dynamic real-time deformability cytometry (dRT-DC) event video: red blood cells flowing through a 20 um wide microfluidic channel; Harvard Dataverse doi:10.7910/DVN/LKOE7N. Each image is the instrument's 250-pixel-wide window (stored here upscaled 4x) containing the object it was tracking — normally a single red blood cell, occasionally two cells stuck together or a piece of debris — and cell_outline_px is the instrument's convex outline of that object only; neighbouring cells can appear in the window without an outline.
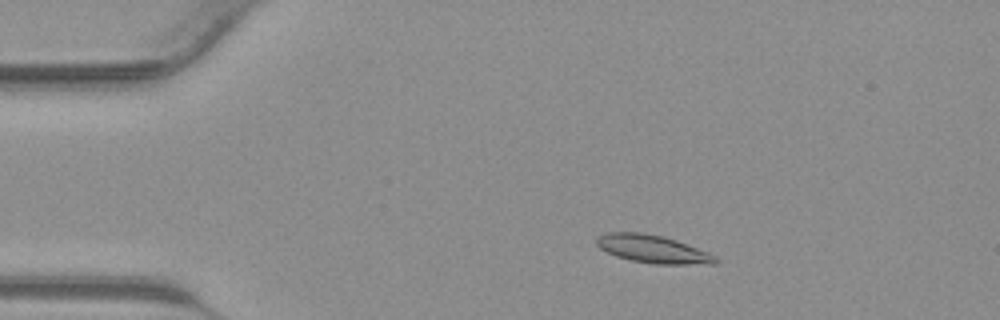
{"species": "common noctule bat (a hibernating species)", "species_latin": "Nyctalus noctula", "temperature_condition": "warm", "stored_images_in_passage": 42, "camera_frame_rate_fps": 3000, "um_per_image_px": 0.085, "animal": {"sex": "male", "body_mass_g": 23.1, "forearm_length_mm": 52.7}, "frame": {"image": 1, "passage_image": 7, "time_ms": 2.0, "image_size_px": [1000, 320], "cell_outline_px": [[720, 260], [716, 264], [656, 264], [628, 260], [616, 256], [600, 248], [596, 244], [596, 236], [608, 232], [640, 232], [664, 236], [676, 240], [708, 252], [716, 256]], "centroid_in_image_um": [55.49, 21.17], "position_along_channel_um": 29.5, "area_um2": 19.48}}
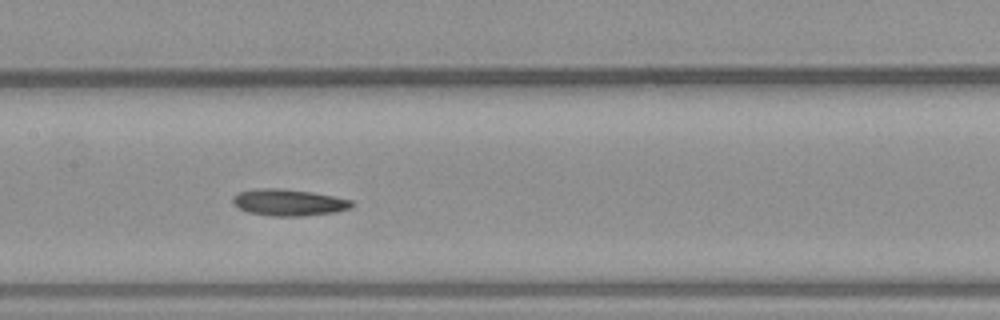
{"frame": {"image": 2, "passage_image": 20, "time_ms": 6.333, "image_size_px": [1000, 320], "cell_outline_px": [[356, 204], [352, 208], [336, 212], [304, 216], [268, 216], [248, 212], [232, 204], [232, 196], [240, 192], [252, 188], [284, 188], [312, 192], [352, 200]], "centroid_in_image_um": [24.54, 17.2], "position_along_channel_um": 182.9, "area_um2": 18.79}}
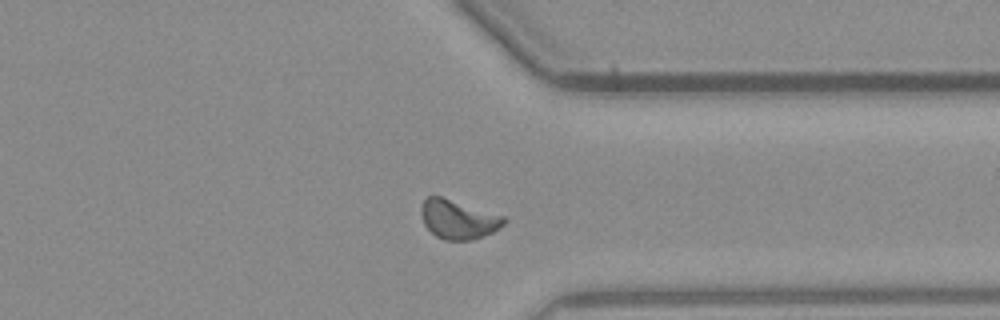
{"frame": {"image": 3, "passage_image": 32, "time_ms": 10.333, "image_size_px": [1000, 320], "cell_outline_px": [[508, 220], [500, 228], [484, 236], [472, 240], [444, 240], [436, 236], [424, 224], [420, 212], [420, 208], [424, 200], [428, 196], [440, 196], [504, 216]], "centroid_in_image_um": [38.95, 18.65], "position_along_channel_um": 372.4, "area_um2": 18.79}}